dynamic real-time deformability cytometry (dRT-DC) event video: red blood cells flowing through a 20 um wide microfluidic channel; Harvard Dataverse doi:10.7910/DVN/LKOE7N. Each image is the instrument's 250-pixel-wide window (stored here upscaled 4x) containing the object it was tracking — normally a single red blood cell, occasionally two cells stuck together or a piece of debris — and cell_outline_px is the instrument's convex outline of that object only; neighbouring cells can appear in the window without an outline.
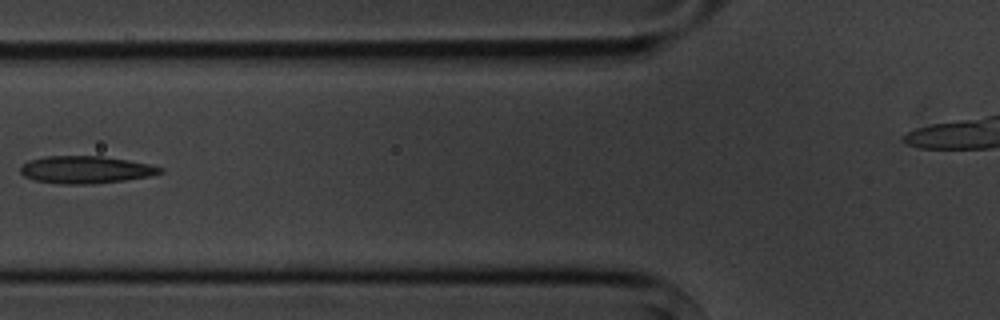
{"species": "common noctule bat (a hibernating species)", "species_latin": "Nyctalus noctula", "temperature_condition": "cold", "stored_images_in_passage": 6, "camera_frame_rate_fps": 3000, "um_per_image_px": 0.085, "animal": {"sex": "male", "body_mass_g": 20.1, "forearm_length_mm": 53.5}, "frame": {"image": 1, "passage_image": 5, "time_ms": 5.333, "image_size_px": [1000, 320], "cell_outline_px": [[164, 172], [148, 176], [124, 180], [96, 184], [64, 184], [36, 180], [24, 176], [20, 172], [20, 168], [28, 160], [44, 156], [100, 156], [128, 160], [152, 164], [164, 168]], "centroid_in_image_um": [7.31, 14.42], "position_along_channel_um": 118.5, "area_um2": 22.31}}
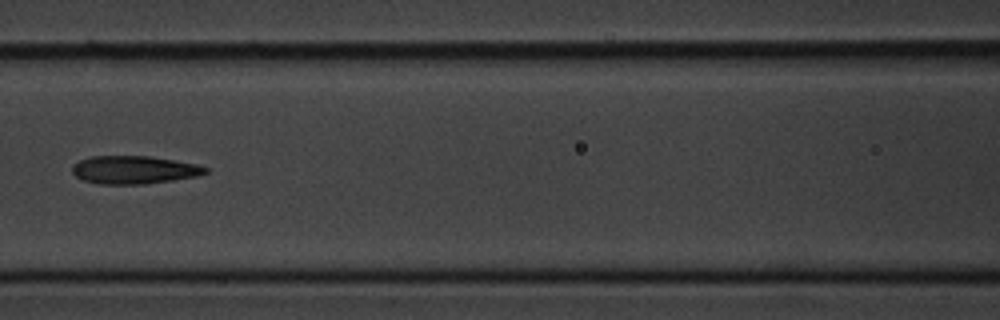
{"frame": {"image": 2, "passage_image": 6, "time_ms": 6.333, "image_size_px": [1000, 320], "cell_outline_px": [[208, 172], [196, 176], [172, 180], [144, 184], [100, 184], [84, 180], [76, 176], [72, 172], [72, 164], [80, 160], [92, 156], [148, 156], [196, 164], [208, 168]], "centroid_in_image_um": [11.36, 14.43], "position_along_channel_um": 155.2, "area_um2": 21.56}}